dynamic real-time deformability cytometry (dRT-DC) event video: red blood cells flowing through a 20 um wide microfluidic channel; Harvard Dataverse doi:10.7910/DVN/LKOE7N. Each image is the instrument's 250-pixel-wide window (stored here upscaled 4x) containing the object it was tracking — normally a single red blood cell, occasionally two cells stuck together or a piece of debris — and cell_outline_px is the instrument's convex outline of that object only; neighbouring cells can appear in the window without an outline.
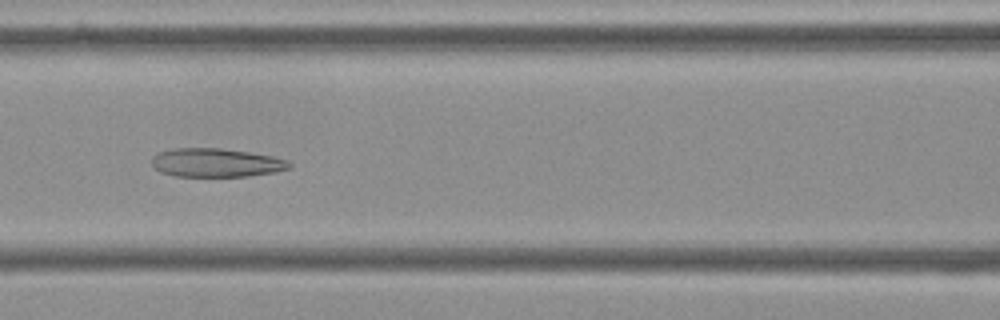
{"species": "Egyptian fruit bat (a non-hibernating species)", "species_latin": "Rousettus aegyptiacus", "temperature_condition": "cold", "stored_images_in_passage": 8, "camera_frame_rate_fps": 3000, "um_per_image_px": 0.085, "frame": {"image": 1, "passage_image": 7, "time_ms": 2.0, "image_size_px": [1000, 320], "cell_outline_px": [[292, 164], [288, 168], [276, 172], [248, 176], [176, 176], [160, 172], [152, 164], [152, 156], [156, 152], [172, 148], [220, 148], [248, 152], [272, 156], [288, 160]], "centroid_in_image_um": [18.34, 13.82], "position_along_channel_um": 148.3, "area_um2": 23.0}}
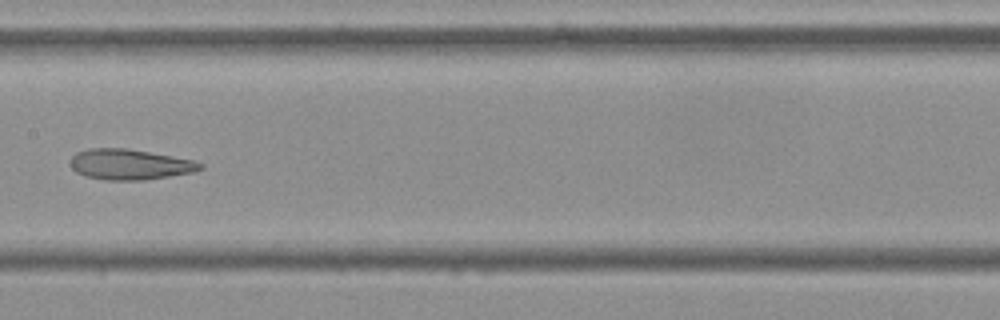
{"frame": {"image": 2, "passage_image": 8, "time_ms": 2.333, "image_size_px": [1000, 320], "cell_outline_px": [[204, 168], [192, 172], [144, 180], [104, 180], [84, 176], [76, 172], [72, 168], [72, 156], [76, 152], [88, 148], [128, 148], [196, 160], [204, 164]], "centroid_in_image_um": [11.05, 13.97], "position_along_channel_um": 196.4, "area_um2": 23.24}}